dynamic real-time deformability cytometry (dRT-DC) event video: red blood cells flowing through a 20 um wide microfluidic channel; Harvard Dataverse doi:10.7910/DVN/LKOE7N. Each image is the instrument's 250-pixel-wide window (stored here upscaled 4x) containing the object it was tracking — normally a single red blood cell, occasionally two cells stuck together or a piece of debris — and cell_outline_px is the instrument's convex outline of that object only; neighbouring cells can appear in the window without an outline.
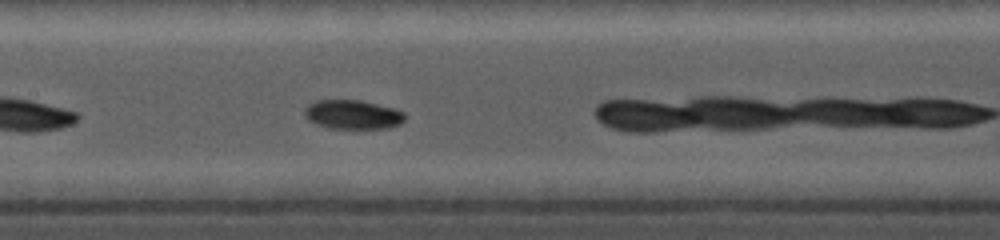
{"species": "common noctule bat (a hibernating species)", "species_latin": "Nyctalus noctula", "temperature_condition": "cold", "stored_images_in_passage": 40, "camera_frame_rate_fps": 5000, "um_per_image_px": 0.085, "animal": {"sex": "female", "body_mass_g": 19.0, "forearm_length_mm": 56.7}, "frame": {"image": 1, "passage_image": 12, "time_ms": 2.8, "image_size_px": [1000, 240], "cell_outline_px": [[404, 120], [400, 124], [388, 128], [328, 128], [316, 124], [308, 120], [304, 116], [304, 108], [308, 104], [316, 100], [360, 100], [396, 108], [404, 112]], "centroid_in_image_um": [29.96, 9.73], "position_along_channel_um": 177.4, "area_um2": 17.17}, "authors_computed_cell_mechanics": {"area_um2": 16.9932, "velocity_mm_per_s": 3.7966, "shape_relaxation_time_tau1_ms": null, "shape_relaxation_time_tau2_ms": 7.6493, "deformation_change_tau1": null, "deformation_change_tau2": 0.1108}}